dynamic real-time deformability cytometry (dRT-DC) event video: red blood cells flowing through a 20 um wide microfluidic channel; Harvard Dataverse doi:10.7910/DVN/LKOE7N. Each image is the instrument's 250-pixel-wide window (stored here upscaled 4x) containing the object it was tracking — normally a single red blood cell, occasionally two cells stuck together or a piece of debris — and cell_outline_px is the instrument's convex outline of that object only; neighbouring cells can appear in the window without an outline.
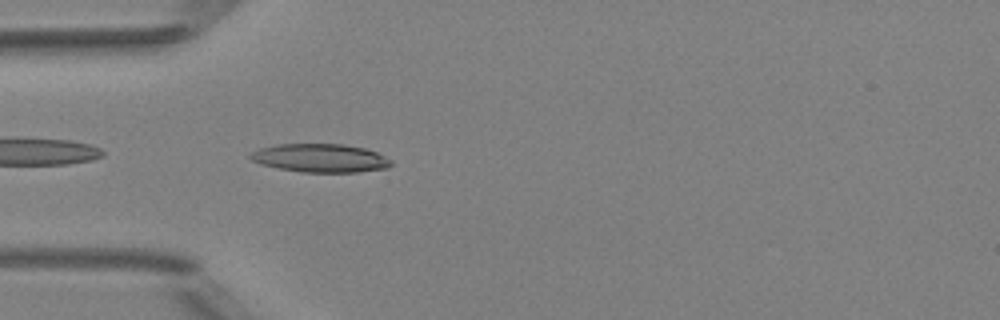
{"species": "Egyptian fruit bat (a non-hibernating species)", "species_latin": "Rousettus aegyptiacus", "temperature_condition": "room temperature", "stored_images_in_passage": 4, "camera_frame_rate_fps": 3000, "um_per_image_px": 0.085, "animal": {"sex": "female"}, "frame": {"image": 1, "passage_image": 4, "time_ms": 3.333, "image_size_px": [1000, 320], "cell_outline_px": [[392, 164], [388, 168], [356, 172], [300, 172], [260, 164], [252, 160], [248, 156], [252, 152], [260, 148], [276, 144], [344, 144], [364, 148], [376, 152], [392, 160]], "centroid_in_image_um": [27.23, 13.43], "position_along_channel_um": 57.8, "area_um2": 23.29}}